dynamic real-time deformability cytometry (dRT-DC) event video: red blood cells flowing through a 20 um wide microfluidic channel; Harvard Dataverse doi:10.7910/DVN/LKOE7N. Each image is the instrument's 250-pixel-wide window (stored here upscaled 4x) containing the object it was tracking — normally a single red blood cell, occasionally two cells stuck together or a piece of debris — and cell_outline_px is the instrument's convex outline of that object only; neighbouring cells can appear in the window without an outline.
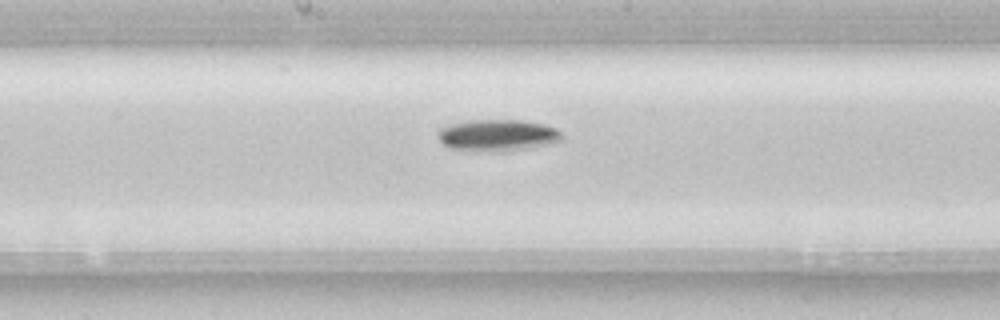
{"species": "common noctule bat (a hibernating species)", "species_latin": "Nyctalus noctula", "temperature_condition": "room temperature", "stored_images_in_passage": 37, "camera_frame_rate_fps": 3000, "um_per_image_px": 0.085, "animal": {"sex": "female", "body_mass_g": 22.7, "forearm_length_mm": 54.2}, "frame": {"image": 1, "passage_image": 22, "time_ms": 7.0, "image_size_px": [1000, 320], "cell_outline_px": [[564, 136], [556, 144], [508, 152], [492, 152], [448, 148], [440, 140], [436, 132], [440, 128], [452, 124], [468, 120], [520, 120], [544, 124], [556, 128]], "centroid_in_image_um": [42.34, 11.52], "position_along_channel_um": 205.9, "area_um2": 23.35}}
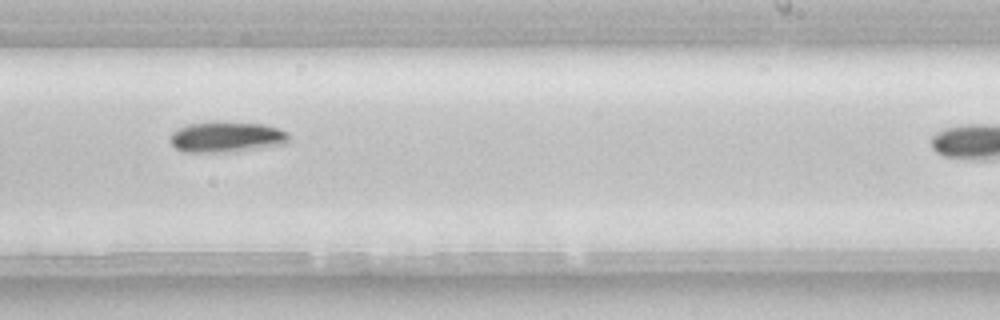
{"frame": {"image": 2, "passage_image": 27, "time_ms": 8.667, "image_size_px": [1000, 320], "cell_outline_px": [[288, 140], [284, 144], [236, 152], [184, 152], [176, 148], [168, 140], [168, 136], [172, 132], [188, 124], [264, 124], [280, 128], [288, 132]], "centroid_in_image_um": [19.25, 11.69], "position_along_channel_um": 269.7, "area_um2": 20.69}}